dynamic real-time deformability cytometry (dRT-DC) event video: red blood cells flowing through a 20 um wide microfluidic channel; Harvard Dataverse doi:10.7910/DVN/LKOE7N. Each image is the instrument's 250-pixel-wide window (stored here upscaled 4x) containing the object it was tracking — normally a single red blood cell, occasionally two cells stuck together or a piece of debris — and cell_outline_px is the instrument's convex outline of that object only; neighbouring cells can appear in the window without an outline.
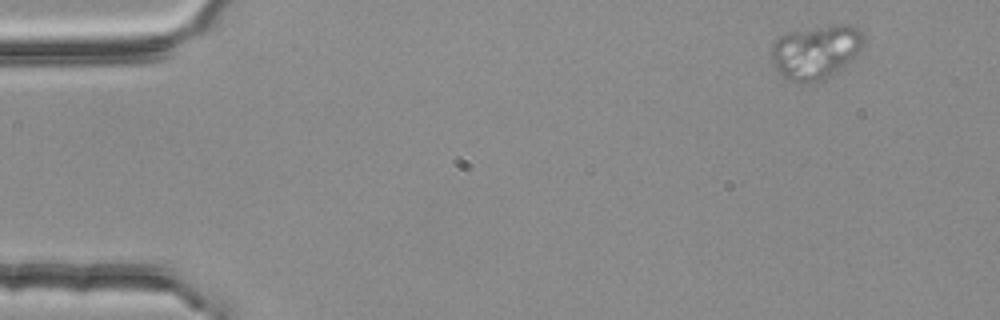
{"species": "common noctule bat (a hibernating species)", "species_latin": "Nyctalus noctula", "temperature_condition": "room temperature", "stored_images_in_passage": 4, "segment_of_instrument_passage": [1, 2], "camera_frame_rate_fps": 3000, "um_per_image_px": 0.085, "animal": {"sex": "female", "body_mass_g": 25.1}, "frame": {"image": 1, "passage_image": 1, "time_ms": 0.0, "image_size_px": [1000, 320], "cell_outline_px": [[864, 44], [844, 64], [824, 80], [812, 84], [784, 80], [780, 76], [772, 60], [772, 44], [780, 36], [788, 32], [832, 24], [848, 24], [856, 28], [864, 36]], "centroid_in_image_um": [69.29, 4.42], "position_along_channel_um": 15.7, "area_um2": 28.78}}